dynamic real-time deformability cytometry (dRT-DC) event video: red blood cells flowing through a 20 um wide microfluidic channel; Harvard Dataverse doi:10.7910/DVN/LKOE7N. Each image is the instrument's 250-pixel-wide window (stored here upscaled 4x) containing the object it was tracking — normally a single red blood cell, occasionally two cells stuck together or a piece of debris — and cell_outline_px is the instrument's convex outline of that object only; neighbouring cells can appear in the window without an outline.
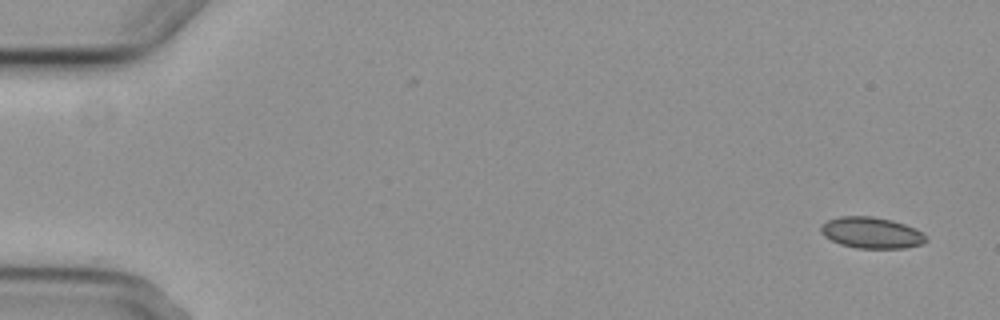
{"species": "common noctule bat (a hibernating species)", "species_latin": "Nyctalus noctula", "temperature_condition": "cold", "stored_images_in_passage": 5, "camera_frame_rate_fps": 3000, "um_per_image_px": 0.085, "animal": {"sex": "female", "body_mass_g": 29.2, "forearm_length_mm": 56.3}, "frame": {"image": 1, "passage_image": 1, "time_ms": 0.0, "image_size_px": [1000, 320], "cell_outline_px": [[928, 240], [920, 244], [904, 248], [856, 248], [840, 244], [824, 236], [820, 232], [820, 224], [828, 220], [840, 216], [872, 216], [892, 220], [904, 224], [920, 232]], "centroid_in_image_um": [74.01, 19.78], "position_along_channel_um": 11.0, "area_um2": 18.96}}
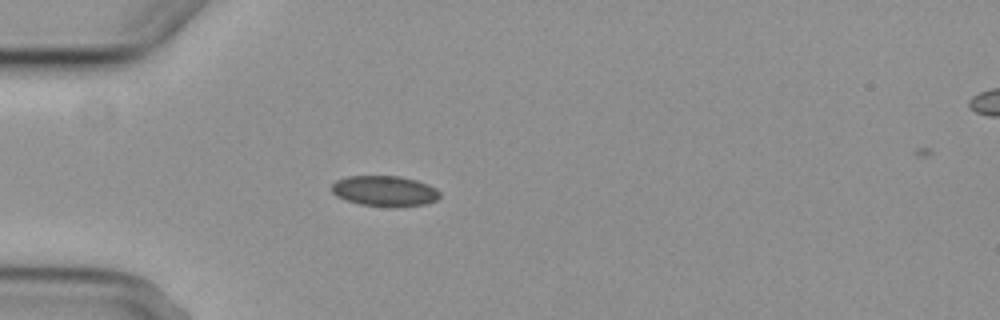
{"frame": {"image": 2, "passage_image": 4, "time_ms": 4.667, "image_size_px": [1000, 320], "cell_outline_px": [[440, 196], [436, 200], [424, 204], [392, 208], [360, 204], [336, 196], [332, 192], [332, 184], [336, 180], [348, 176], [400, 176], [416, 180], [428, 184], [436, 188], [440, 192]], "centroid_in_image_um": [32.71, 16.24], "position_along_channel_um": 52.3, "area_um2": 19.36}}